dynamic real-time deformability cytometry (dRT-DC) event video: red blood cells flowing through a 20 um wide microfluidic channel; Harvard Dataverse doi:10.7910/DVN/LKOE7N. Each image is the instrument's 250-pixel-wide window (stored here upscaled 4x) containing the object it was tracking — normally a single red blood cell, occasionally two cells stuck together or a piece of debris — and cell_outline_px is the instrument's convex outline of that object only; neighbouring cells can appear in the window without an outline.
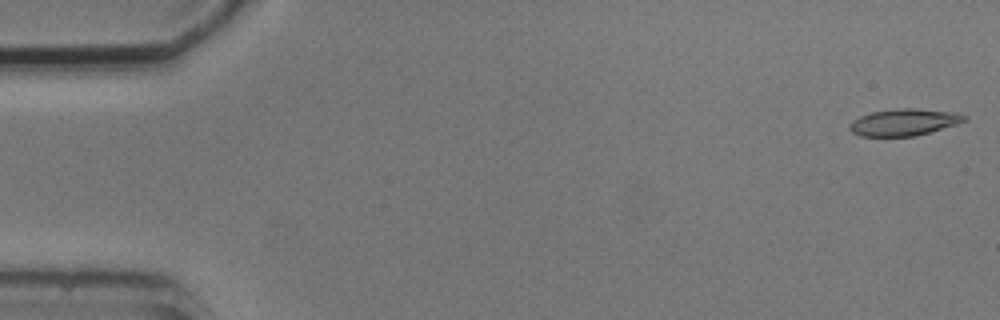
{"species": "common noctule bat (a hibernating species)", "species_latin": "Nyctalus noctula", "temperature_condition": "cold", "stored_images_in_passage": 5, "camera_frame_rate_fps": 3000, "um_per_image_px": 0.085, "animal": {"sex": "male", "body_mass_g": 20.5, "forearm_length_mm": 52.5}, "frame": {"image": 1, "passage_image": 1, "time_ms": 0.0, "image_size_px": [1000, 320], "cell_outline_px": [[968, 120], [956, 124], [916, 136], [860, 136], [852, 132], [848, 128], [852, 120], [860, 116], [872, 112], [900, 108], [912, 108], [960, 112], [968, 116]], "centroid_in_image_um": [76.88, 10.38], "position_along_channel_um": 8.1, "area_um2": 18.03}}
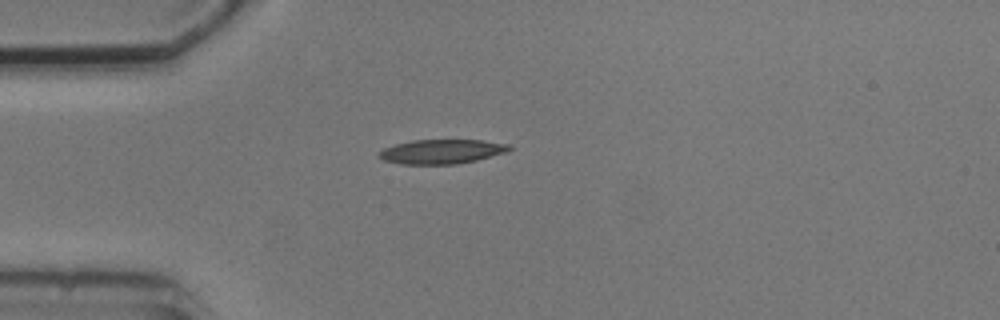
{"frame": {"image": 2, "passage_image": 5, "time_ms": 4.333, "image_size_px": [1000, 320], "cell_outline_px": [[512, 148], [504, 152], [476, 160], [456, 164], [400, 164], [384, 160], [376, 156], [376, 152], [384, 148], [396, 144], [412, 140], [480, 140], [512, 144]], "centroid_in_image_um": [37.49, 12.88], "position_along_channel_um": 47.5, "area_um2": 18.5}}